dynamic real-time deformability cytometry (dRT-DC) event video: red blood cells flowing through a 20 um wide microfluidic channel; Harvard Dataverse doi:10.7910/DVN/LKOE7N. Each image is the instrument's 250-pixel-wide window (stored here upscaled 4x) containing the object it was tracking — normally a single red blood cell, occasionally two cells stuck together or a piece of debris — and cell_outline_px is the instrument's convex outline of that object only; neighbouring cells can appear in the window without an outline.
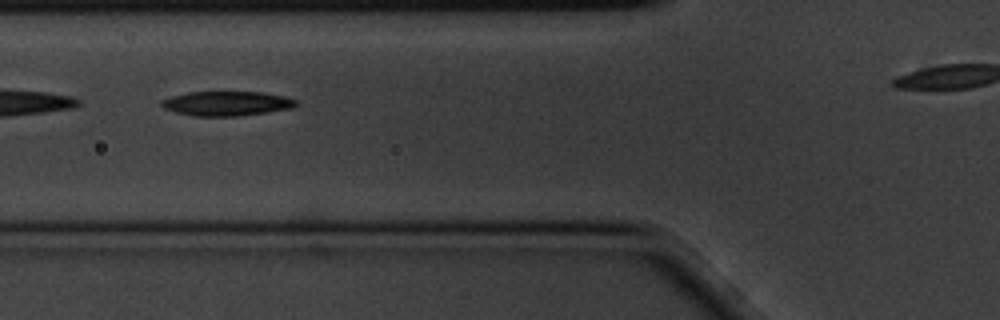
{"species": "common noctule bat (a hibernating species)", "species_latin": "Nyctalus noctula", "temperature_condition": "cold", "stored_images_in_passage": 4, "camera_frame_rate_fps": 3000, "um_per_image_px": 0.085, "animal": {"sex": "male", "body_mass_g": 20.1, "forearm_length_mm": 53.5}, "frame": {"image": 1, "passage_image": 2, "time_ms": 0.333, "image_size_px": [1000, 320], "cell_outline_px": [[300, 104], [292, 108], [268, 112], [236, 116], [196, 116], [176, 112], [164, 108], [160, 104], [160, 100], [172, 96], [188, 92], [264, 92], [284, 96], [296, 100]], "centroid_in_image_um": [19.29, 8.79], "position_along_channel_um": 106.5, "area_um2": 19.25}}